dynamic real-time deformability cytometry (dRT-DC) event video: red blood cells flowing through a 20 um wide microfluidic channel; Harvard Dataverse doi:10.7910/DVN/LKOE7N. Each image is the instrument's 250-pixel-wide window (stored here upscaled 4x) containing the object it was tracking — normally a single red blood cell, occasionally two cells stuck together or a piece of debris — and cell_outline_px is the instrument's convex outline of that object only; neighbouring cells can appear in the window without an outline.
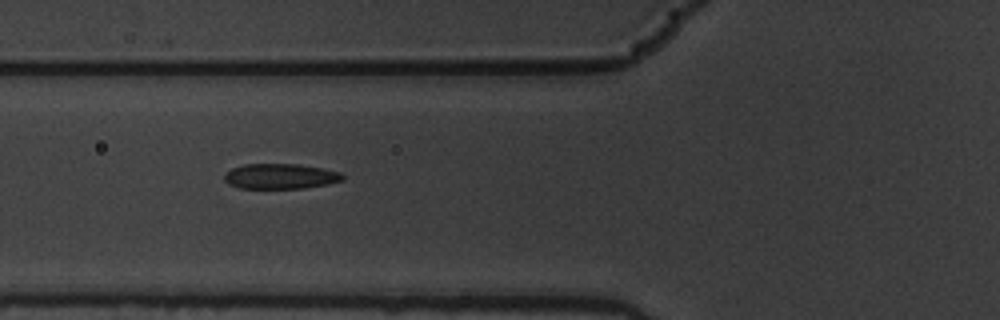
{"species": "common noctule bat (a hibernating species)", "species_latin": "Nyctalus noctula", "temperature_condition": "warm", "stored_images_in_passage": 6, "camera_frame_rate_fps": 3000, "um_per_image_px": 0.085, "animal": {"sex": "male", "body_mass_g": 19.5, "forearm_length_mm": 54.6}, "frame": {"image": 1, "passage_image": 2, "time_ms": 0.333, "image_size_px": [1000, 320], "cell_outline_px": [[344, 180], [328, 184], [304, 188], [240, 188], [228, 184], [224, 180], [224, 176], [232, 168], [244, 164], [300, 164], [324, 168], [340, 172], [344, 176]], "centroid_in_image_um": [23.86, 14.98], "position_along_channel_um": 101.9, "area_um2": 17.46}}
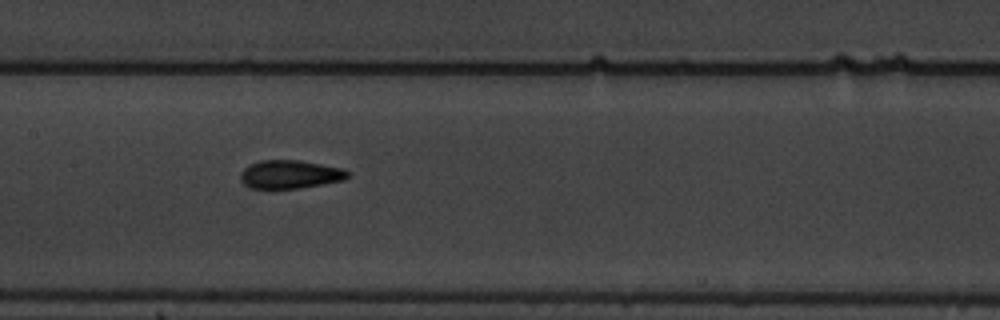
{"frame": {"image": 2, "passage_image": 4, "time_ms": 1.0, "image_size_px": [1000, 320], "cell_outline_px": [[352, 176], [344, 180], [324, 184], [300, 188], [272, 192], [248, 188], [240, 180], [240, 172], [248, 164], [260, 160], [300, 160], [344, 168], [352, 172]], "centroid_in_image_um": [24.64, 14.86], "position_along_channel_um": 182.8, "area_um2": 18.9}}
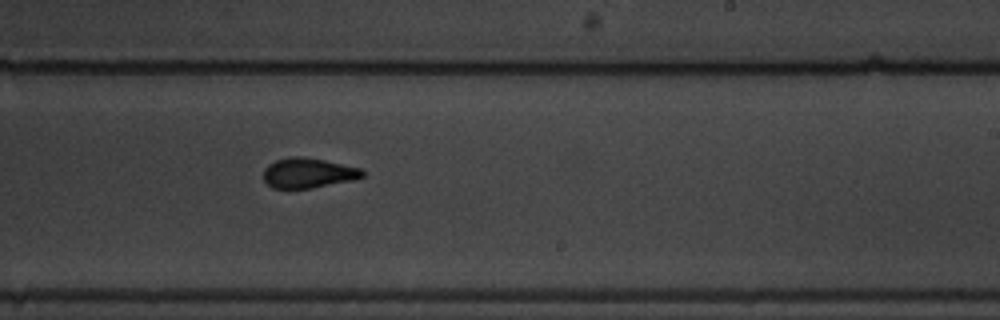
{"frame": {"image": 3, "passage_image": 6, "time_ms": 1.667, "image_size_px": [1000, 320], "cell_outline_px": [[364, 176], [352, 180], [312, 188], [272, 188], [264, 180], [264, 168], [268, 164], [276, 160], [288, 156], [300, 156], [324, 160], [360, 168], [364, 172]], "centroid_in_image_um": [26.17, 14.69], "position_along_channel_um": 262.8, "area_um2": 17.22}}